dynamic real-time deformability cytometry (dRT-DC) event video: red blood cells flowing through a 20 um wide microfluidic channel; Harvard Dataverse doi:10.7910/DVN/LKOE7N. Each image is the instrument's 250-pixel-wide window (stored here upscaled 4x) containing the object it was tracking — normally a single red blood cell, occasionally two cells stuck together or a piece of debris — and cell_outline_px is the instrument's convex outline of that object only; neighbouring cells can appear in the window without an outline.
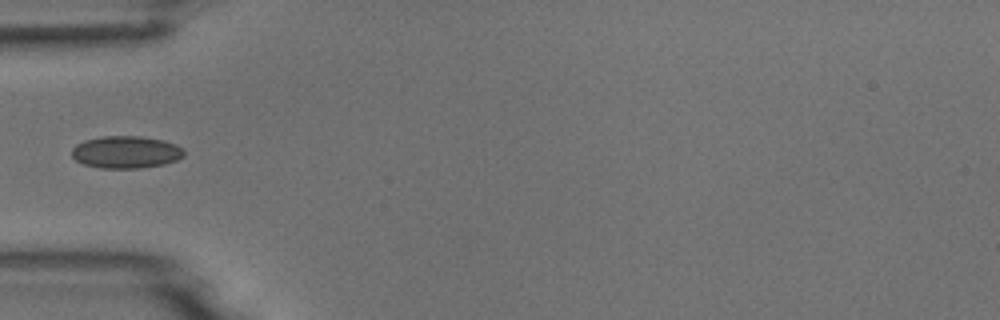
{"species": "common noctule bat (a hibernating species)", "species_latin": "Nyctalus noctula", "temperature_condition": "room temperature", "stored_images_in_passage": 5, "camera_frame_rate_fps": 3000, "um_per_image_px": 0.085, "animal": {"sex": "male", "body_mass_g": 18.8}, "frame": {"image": 1, "passage_image": 4, "time_ms": 4.333, "image_size_px": [1000, 320], "cell_outline_px": [[184, 156], [176, 160], [164, 164], [140, 168], [100, 168], [84, 164], [76, 160], [72, 156], [72, 148], [76, 144], [84, 140], [104, 136], [140, 136], [160, 140], [176, 144], [184, 152]], "centroid_in_image_um": [10.68, 12.93], "position_along_channel_um": 74.3, "area_um2": 20.98}}